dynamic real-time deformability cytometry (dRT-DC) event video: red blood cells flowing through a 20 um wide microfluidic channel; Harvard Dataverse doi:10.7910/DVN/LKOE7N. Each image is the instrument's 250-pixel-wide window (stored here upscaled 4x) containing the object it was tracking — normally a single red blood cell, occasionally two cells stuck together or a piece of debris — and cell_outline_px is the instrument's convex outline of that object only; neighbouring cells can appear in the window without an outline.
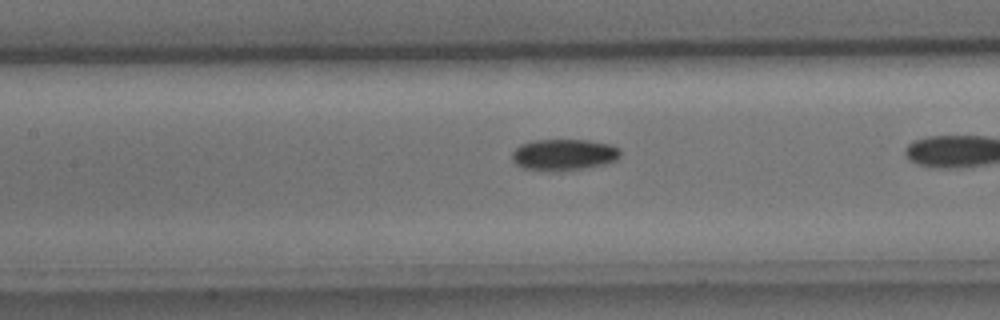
{"species": "common noctule bat (a hibernating species)", "species_latin": "Nyctalus noctula", "temperature_condition": "cold", "stored_images_in_passage": 15, "camera_frame_rate_fps": 3000, "um_per_image_px": 0.085, "animal": {"sex": "male", "body_mass_g": 15.6}, "frame": {"image": 1, "passage_image": 13, "time_ms": 4.0, "image_size_px": [1000, 320], "cell_outline_px": [[620, 156], [616, 160], [604, 164], [580, 168], [548, 172], [520, 168], [512, 160], [512, 152], [520, 144], [536, 140], [588, 140], [612, 144], [620, 148]], "centroid_in_image_um": [47.9, 13.15], "position_along_channel_um": 159.5, "area_um2": 19.94}}